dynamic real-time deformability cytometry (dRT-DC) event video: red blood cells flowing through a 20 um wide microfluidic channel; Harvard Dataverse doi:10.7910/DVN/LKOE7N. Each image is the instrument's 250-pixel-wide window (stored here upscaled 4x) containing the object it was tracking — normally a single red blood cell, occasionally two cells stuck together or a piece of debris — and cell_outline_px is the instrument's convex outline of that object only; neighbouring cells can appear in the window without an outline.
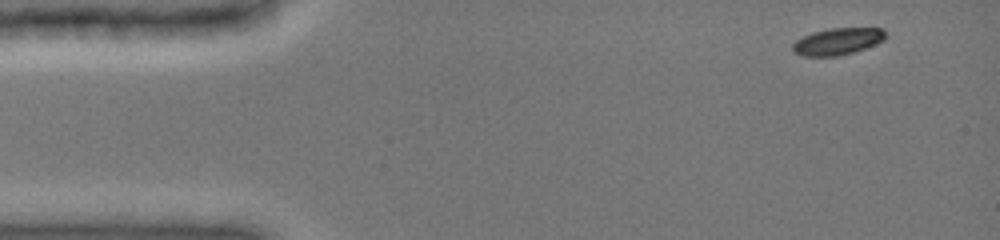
{"species": "common noctule bat (a hibernating species)", "species_latin": "Nyctalus noctula", "temperature_condition": "cold", "stored_images_in_passage": 13, "camera_frame_rate_fps": 3000, "um_per_image_px": 0.085, "animal": {"sex": "female", "body_mass_g": 19.0, "forearm_length_mm": 51.5}, "frame": {"image": 1, "passage_image": 1, "time_ms": 0.0, "image_size_px": [1000, 240], "cell_outline_px": [[888, 36], [884, 40], [864, 48], [852, 52], [836, 56], [804, 56], [792, 52], [792, 44], [796, 40], [812, 32], [828, 28], [884, 28]], "centroid_in_image_um": [71.19, 3.51], "position_along_channel_um": 13.8, "area_um2": 14.57}}
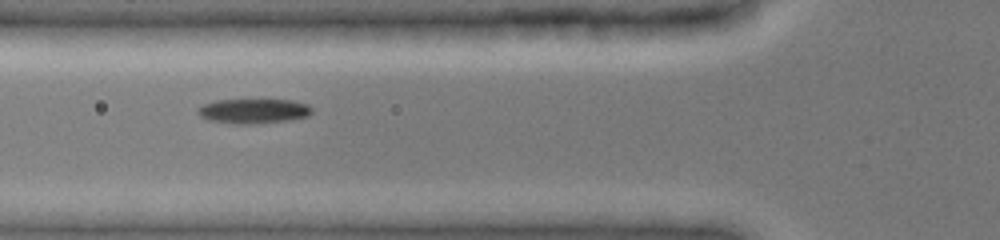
{"frame": {"image": 2, "passage_image": 8, "time_ms": 4.667, "image_size_px": [1000, 240], "cell_outline_px": [[312, 112], [308, 116], [292, 120], [252, 124], [236, 124], [208, 120], [200, 116], [196, 112], [204, 104], [216, 100], [292, 100], [308, 104], [312, 108]], "centroid_in_image_um": [21.58, 9.45], "position_along_channel_um": 104.2, "area_um2": 16.47}}
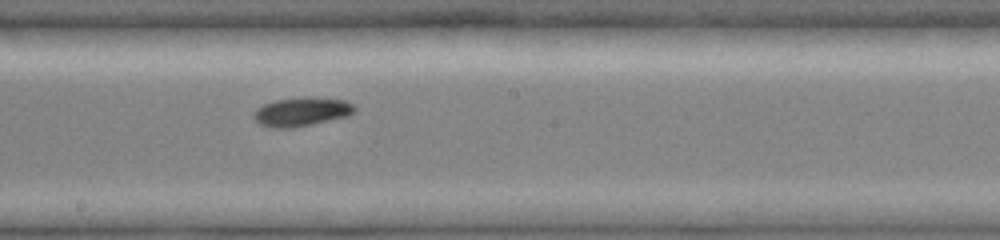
{"frame": {"image": 3, "passage_image": 13, "time_ms": 7.667, "image_size_px": [1000, 240], "cell_outline_px": [[356, 108], [348, 116], [312, 124], [292, 128], [276, 128], [260, 124], [252, 116], [252, 112], [256, 108], [264, 104], [276, 100], [308, 96], [344, 100], [352, 104]], "centroid_in_image_um": [25.61, 9.49], "position_along_channel_um": 222.6, "area_um2": 16.94}}